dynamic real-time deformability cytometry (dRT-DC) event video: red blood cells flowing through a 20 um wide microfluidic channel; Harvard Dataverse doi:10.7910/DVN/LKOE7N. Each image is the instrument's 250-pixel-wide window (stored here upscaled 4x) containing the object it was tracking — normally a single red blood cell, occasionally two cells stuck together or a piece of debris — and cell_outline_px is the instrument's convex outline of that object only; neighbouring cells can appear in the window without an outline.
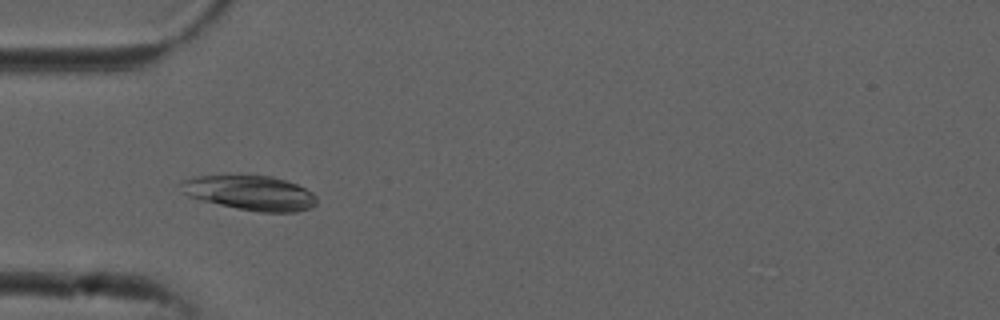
{"species": "common noctule bat (a hibernating species)", "species_latin": "Nyctalus noctula", "temperature_condition": "cold", "stored_images_in_passage": 20, "camera_frame_rate_fps": 3000, "um_per_image_px": 0.085, "animal": {"sex": "male", "forearm_length_mm": 52.5}, "frame": {"image": 1, "passage_image": 3, "time_ms": 0.667, "image_size_px": [1000, 320], "cell_outline_px": [[316, 204], [308, 208], [296, 212], [260, 212], [236, 208], [188, 196], [184, 192], [180, 184], [184, 180], [192, 176], [240, 172], [272, 176], [296, 184], [312, 192], [316, 196]], "centroid_in_image_um": [21.23, 16.33], "position_along_channel_um": 63.8, "area_um2": 28.09}}
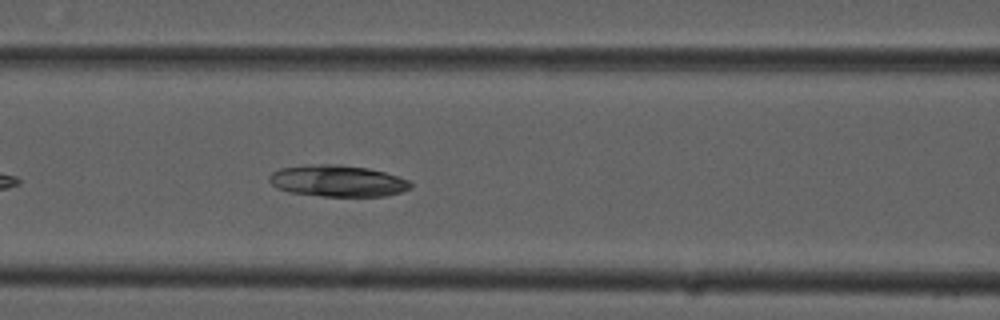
{"frame": {"image": 2, "passage_image": 9, "time_ms": 2.667, "image_size_px": [1000, 320], "cell_outline_px": [[412, 188], [400, 192], [384, 196], [320, 196], [288, 192], [276, 188], [268, 180], [268, 176], [272, 172], [280, 168], [320, 164], [336, 164], [368, 168], [384, 172], [408, 180], [412, 184]], "centroid_in_image_um": [28.67, 15.38], "position_along_channel_um": 137.9, "area_um2": 25.89}}
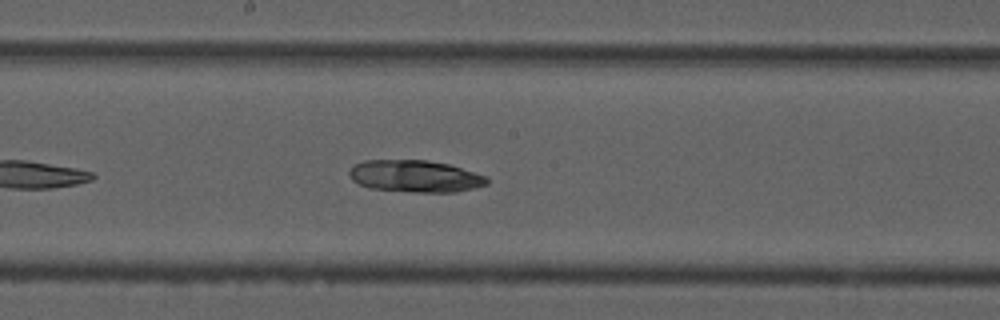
{"frame": {"image": 3, "passage_image": 15, "time_ms": 4.667, "image_size_px": [1000, 320], "cell_outline_px": [[488, 184], [456, 192], [416, 192], [368, 188], [352, 180], [348, 172], [352, 164], [364, 160], [428, 160], [448, 164], [488, 176]], "centroid_in_image_um": [35.26, 14.97], "position_along_channel_um": 212.9, "area_um2": 25.78}}